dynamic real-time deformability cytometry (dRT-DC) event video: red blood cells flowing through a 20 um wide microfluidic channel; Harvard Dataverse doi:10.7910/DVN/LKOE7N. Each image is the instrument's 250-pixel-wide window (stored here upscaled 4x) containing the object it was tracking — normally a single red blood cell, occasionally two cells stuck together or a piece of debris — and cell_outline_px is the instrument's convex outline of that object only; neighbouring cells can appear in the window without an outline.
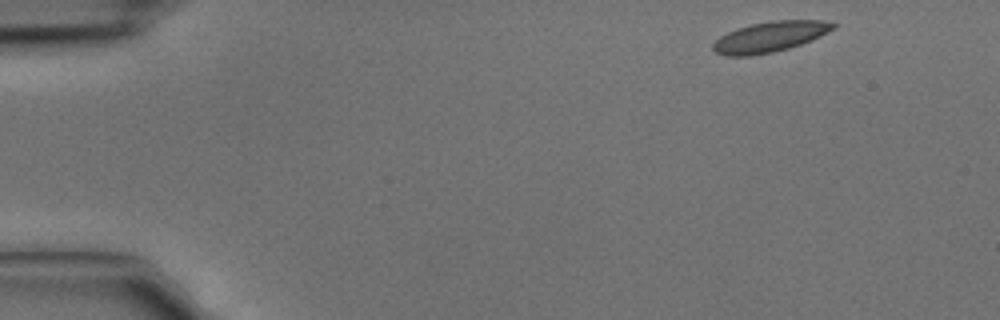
{"species": "common noctule bat (a hibernating species)", "species_latin": "Nyctalus noctula", "temperature_condition": "cold", "stored_images_in_passage": 3, "camera_frame_rate_fps": 3000, "um_per_image_px": 0.085, "animal": {"sex": "male", "body_mass_g": 15.6}, "frame": {"image": 1, "passage_image": 1, "time_ms": 0.0, "image_size_px": [1000, 320], "cell_outline_px": [[836, 28], [812, 40], [788, 48], [772, 52], [752, 56], [724, 56], [716, 52], [712, 48], [712, 44], [720, 36], [736, 28], [752, 24], [772, 20], [820, 20], [836, 24]], "centroid_in_image_um": [65.42, 3.13], "position_along_channel_um": 19.6, "area_um2": 21.33}}
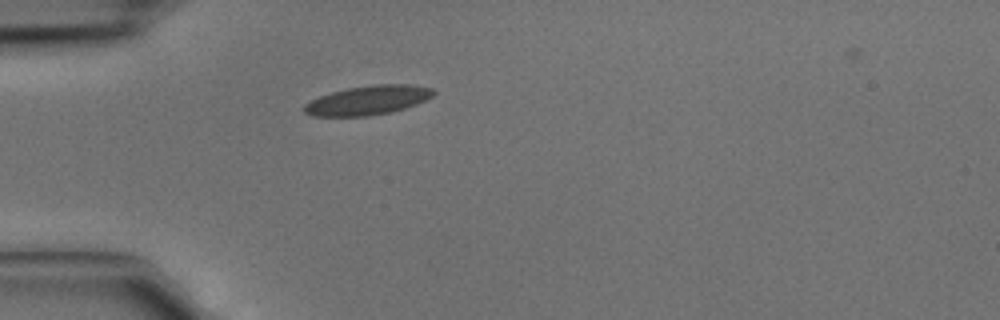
{"frame": {"image": 2, "passage_image": 3, "time_ms": 0.667, "image_size_px": [1000, 320], "cell_outline_px": [[436, 92], [432, 96], [416, 104], [392, 112], [368, 116], [312, 116], [304, 112], [300, 108], [304, 104], [320, 96], [332, 92], [348, 88], [372, 84], [412, 84], [432, 88]], "centroid_in_image_um": [31.25, 8.52], "position_along_channel_um": 53.7, "area_um2": 22.08}}